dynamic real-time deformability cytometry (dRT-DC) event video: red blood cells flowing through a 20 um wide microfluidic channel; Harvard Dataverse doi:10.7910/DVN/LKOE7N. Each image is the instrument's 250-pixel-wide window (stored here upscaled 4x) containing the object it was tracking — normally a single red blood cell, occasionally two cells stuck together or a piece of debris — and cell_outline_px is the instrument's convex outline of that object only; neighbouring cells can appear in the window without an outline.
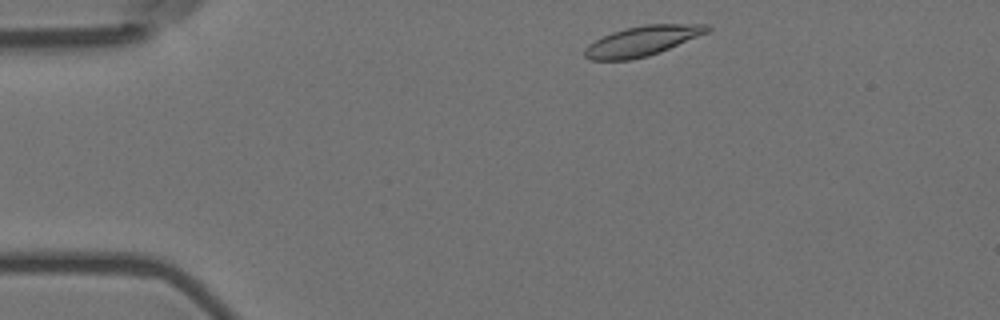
{"species": "Egyptian fruit bat (a non-hibernating species)", "species_latin": "Rousettus aegyptiacus", "temperature_condition": "room temperature", "stored_images_in_passage": 49, "camera_frame_rate_fps": 3000, "um_per_image_px": 0.085, "animal": {"sex": "female"}, "frame": {"image": 1, "passage_image": 2, "time_ms": 0.333, "image_size_px": [1000, 320], "cell_outline_px": [[712, 28], [708, 32], [660, 52], [648, 56], [628, 60], [592, 60], [584, 56], [584, 48], [588, 44], [612, 32], [644, 24], [708, 24]], "centroid_in_image_um": [54.6, 3.48], "position_along_channel_um": 30.4, "area_um2": 21.21}}
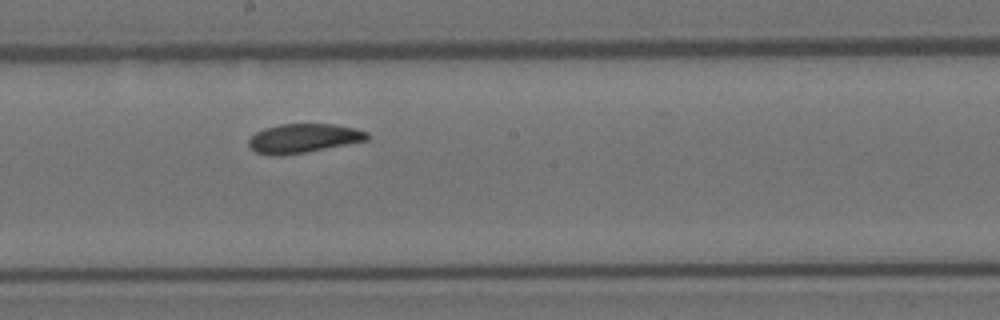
{"frame": {"image": 2, "passage_image": 23, "time_ms": 7.333, "image_size_px": [1000, 320], "cell_outline_px": [[368, 140], [348, 144], [304, 152], [280, 156], [272, 156], [256, 152], [248, 148], [248, 140], [256, 132], [264, 128], [280, 124], [332, 124], [356, 128], [368, 132]], "centroid_in_image_um": [25.76, 11.76], "position_along_channel_um": 222.4, "area_um2": 20.11}}
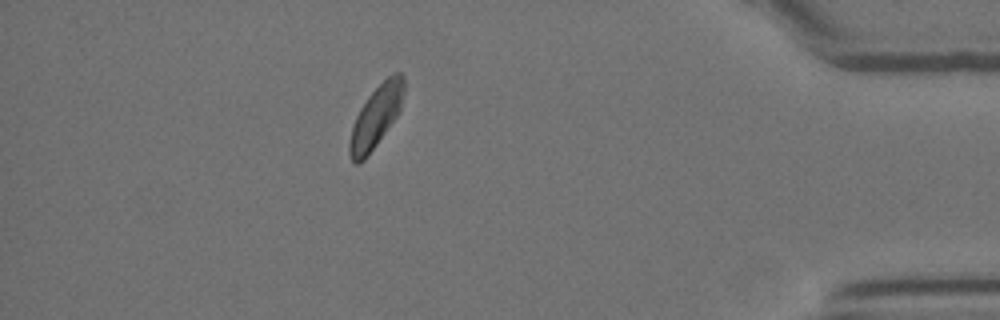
{"frame": {"image": 3, "passage_image": 42, "time_ms": 13.667, "image_size_px": [1000, 320], "cell_outline_px": [[404, 92], [400, 112], [364, 160], [360, 164], [356, 164], [352, 160], [348, 152], [348, 144], [352, 128], [356, 116], [360, 108], [368, 96], [392, 72], [400, 72], [404, 76]], "centroid_in_image_um": [31.96, 9.91], "position_along_channel_um": 403.2, "area_um2": 19.48}, "authors_computed_cell_mechanics": {"area_um2": 20.3456, "velocity_mm_per_s": 3.5384, "shape_relaxation_time_tau1_ms": 3.7107, "shape_relaxation_time_tau2_ms": 4.5138, "deformation_change_tau1": 0.1133, "deformation_change_tau2": 0.0882}}